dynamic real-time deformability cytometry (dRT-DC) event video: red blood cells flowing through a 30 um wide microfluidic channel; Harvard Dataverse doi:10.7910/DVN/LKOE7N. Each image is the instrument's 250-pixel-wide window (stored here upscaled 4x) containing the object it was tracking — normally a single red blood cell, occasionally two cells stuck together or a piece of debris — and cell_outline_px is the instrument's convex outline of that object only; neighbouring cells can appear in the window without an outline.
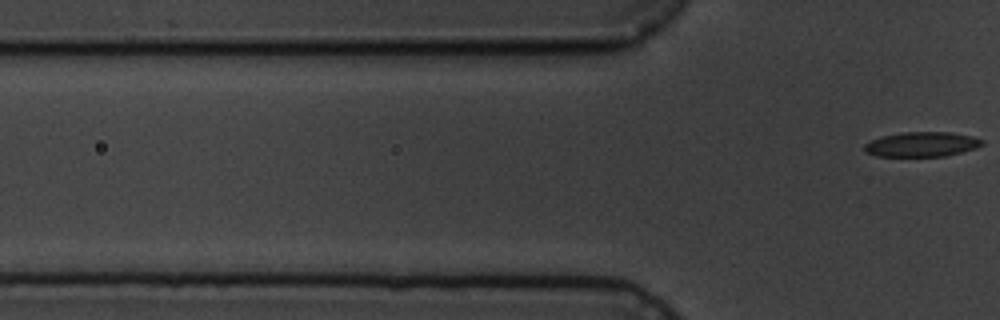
{"species": "common noctule bat (a hibernating species)", "species_latin": "Nyctalus noctula", "temperature_condition": "cold", "stored_images_in_passage": 8, "segment_of_instrument_passage": [2, 2], "camera_frame_rate_fps": 3000, "um_per_image_px": 0.085, "animal": {"sex": "male", "body_mass_g": 19.5, "forearm_length_mm": 54.6}, "frame": {"image": 1, "passage_image": 8, "time_ms": 8.0, "image_size_px": [1000, 320], "cell_outline_px": [[984, 144], [976, 148], [944, 156], [876, 156], [864, 152], [864, 144], [872, 140], [884, 136], [904, 132], [948, 132], [972, 136], [984, 140]], "centroid_in_image_um": [78.35, 12.27], "position_along_channel_um": 47.4, "area_um2": 16.88}}